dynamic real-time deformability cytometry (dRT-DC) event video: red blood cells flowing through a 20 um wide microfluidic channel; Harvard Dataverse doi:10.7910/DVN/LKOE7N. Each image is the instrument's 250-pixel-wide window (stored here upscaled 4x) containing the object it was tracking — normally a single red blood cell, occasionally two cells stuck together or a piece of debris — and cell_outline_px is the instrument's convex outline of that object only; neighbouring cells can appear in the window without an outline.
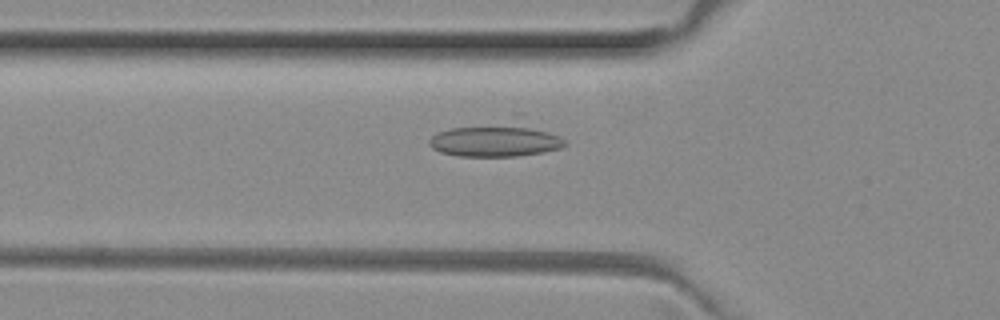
{"species": "common noctule bat (a hibernating species)", "species_latin": "Nyctalus noctula", "temperature_condition": "room temperature", "stored_images_in_passage": 46, "camera_frame_rate_fps": 3000, "um_per_image_px": 0.085, "animal": {"sex": "female", "body_mass_g": 29.2, "forearm_length_mm": 56.3}, "frame": {"image": 1, "passage_image": 12, "time_ms": 3.667, "image_size_px": [1000, 320], "cell_outline_px": [[568, 144], [560, 148], [540, 152], [516, 156], [456, 156], [440, 152], [432, 148], [428, 144], [428, 140], [432, 136], [440, 132], [452, 128], [512, 112], [524, 112], [568, 140]], "centroid_in_image_um": [42.37, 11.69], "position_along_channel_um": 83.4, "area_um2": 30.35}}
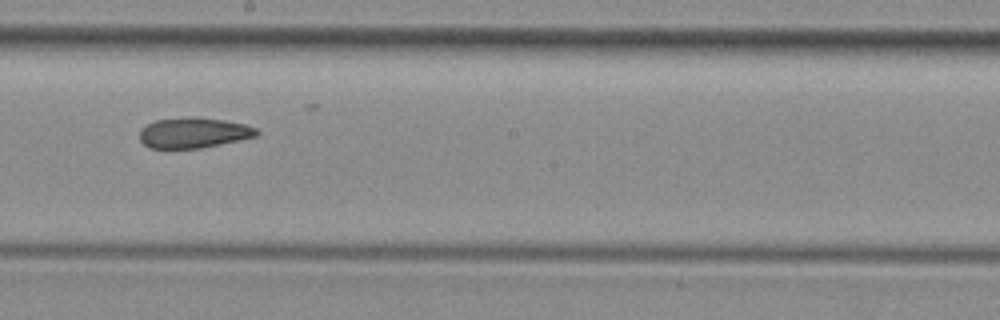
{"frame": {"image": 2, "passage_image": 23, "time_ms": 7.333, "image_size_px": [1000, 320], "cell_outline_px": [[260, 132], [256, 136], [200, 148], [148, 148], [140, 140], [140, 128], [156, 120], [224, 120], [244, 124], [256, 128]], "centroid_in_image_um": [16.44, 11.34], "position_along_channel_um": 231.8, "area_um2": 19.65}}
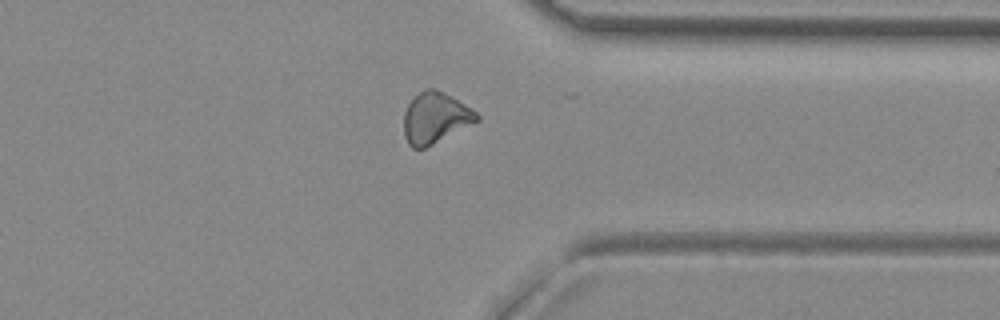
{"frame": {"image": 3, "passage_image": 34, "time_ms": 11.0, "image_size_px": [1000, 320], "cell_outline_px": [[480, 120], [424, 148], [412, 148], [408, 144], [404, 136], [404, 112], [408, 104], [424, 88], [436, 88], [444, 92], [472, 108], [480, 116]], "centroid_in_image_um": [37.0, 10.01], "position_along_channel_um": 374.4, "area_um2": 21.56}}